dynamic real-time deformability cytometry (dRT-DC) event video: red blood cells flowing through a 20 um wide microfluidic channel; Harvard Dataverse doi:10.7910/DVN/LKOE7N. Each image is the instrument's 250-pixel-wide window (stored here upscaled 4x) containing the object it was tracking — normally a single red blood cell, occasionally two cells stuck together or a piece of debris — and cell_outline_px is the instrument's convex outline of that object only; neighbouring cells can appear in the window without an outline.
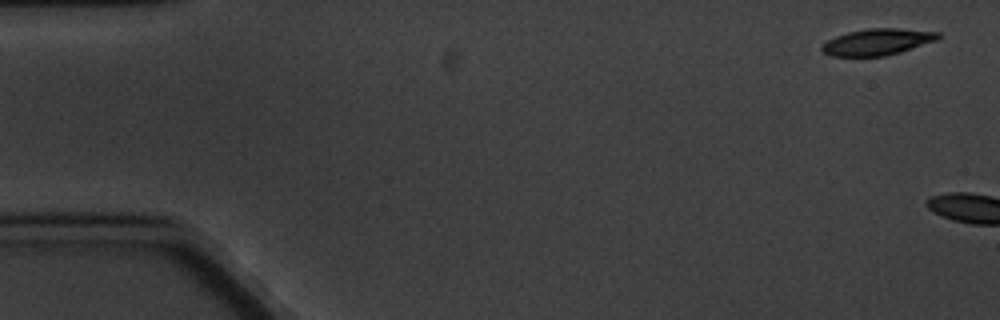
{"species": "common noctule bat (a hibernating species)", "species_latin": "Nyctalus noctula", "temperature_condition": "cold", "stored_images_in_passage": 2, "camera_frame_rate_fps": 3000, "um_per_image_px": 0.085, "animal": {"sex": "male", "body_mass_g": 20.1, "forearm_length_mm": 53.5}, "frame": {"image": 1, "passage_image": 1, "time_ms": 0.0, "image_size_px": [1000, 320], "cell_outline_px": [[940, 36], [936, 40], [900, 52], [884, 56], [832, 56], [824, 52], [820, 48], [828, 40], [836, 36], [848, 32], [868, 28], [900, 28], [940, 32]], "centroid_in_image_um": [74.58, 3.55], "position_along_channel_um": 10.4, "area_um2": 17.74}}